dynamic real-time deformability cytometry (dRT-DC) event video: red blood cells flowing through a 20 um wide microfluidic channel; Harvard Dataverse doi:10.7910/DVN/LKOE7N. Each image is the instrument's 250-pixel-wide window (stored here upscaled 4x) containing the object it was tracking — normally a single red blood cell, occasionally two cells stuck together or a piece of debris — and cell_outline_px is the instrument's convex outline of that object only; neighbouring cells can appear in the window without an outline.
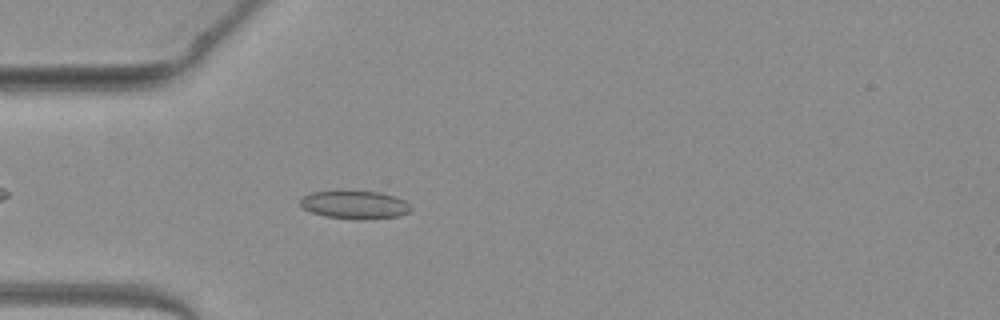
{"species": "common noctule bat (a hibernating species)", "species_latin": "Nyctalus noctula", "temperature_condition": "warm", "stored_images_in_passage": 41, "camera_frame_rate_fps": 3000, "um_per_image_px": 0.085, "animal": {"sex": "female", "body_mass_g": 19.3, "forearm_length_mm": 54.1}, "frame": {"image": 1, "passage_image": 5, "time_ms": 1.333, "image_size_px": [1000, 320], "cell_outline_px": [[412, 208], [408, 212], [396, 216], [364, 220], [360, 220], [324, 216], [312, 212], [304, 208], [300, 204], [300, 200], [304, 196], [312, 192], [344, 188], [380, 192], [396, 196], [404, 200]], "centroid_in_image_um": [30.13, 17.36], "position_along_channel_um": 54.9, "area_um2": 18.79}}
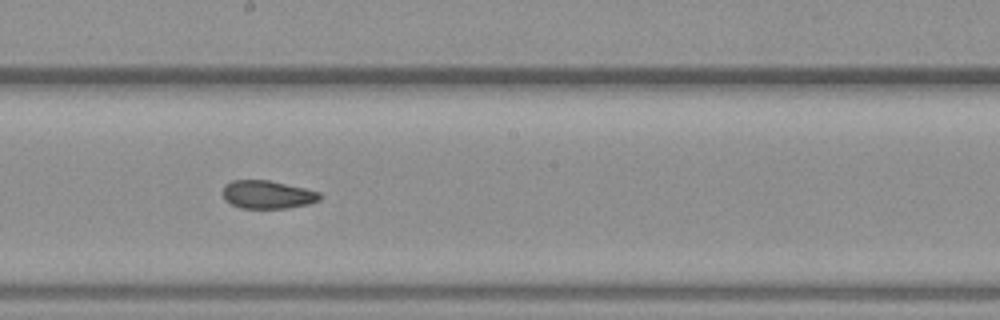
{"frame": {"image": 2, "passage_image": 18, "time_ms": 5.667, "image_size_px": [1000, 320], "cell_outline_px": [[320, 200], [308, 204], [288, 208], [240, 208], [224, 200], [224, 188], [232, 180], [268, 180], [304, 188], [320, 192]], "centroid_in_image_um": [22.75, 16.55], "position_along_channel_um": 225.4, "area_um2": 15.72}}
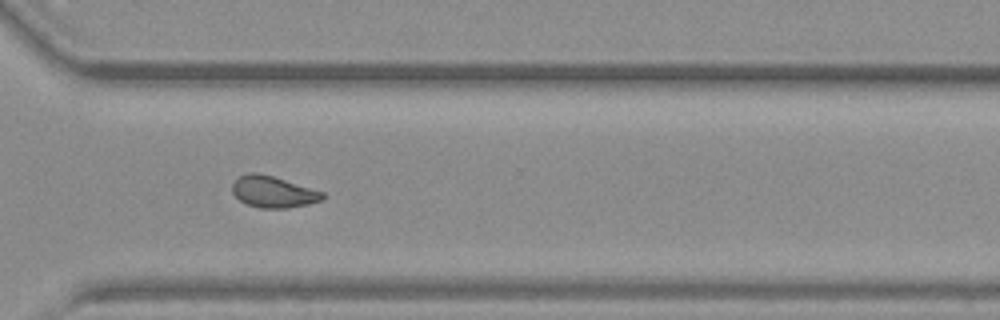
{"frame": {"image": 3, "passage_image": 27, "time_ms": 8.667, "image_size_px": [1000, 320], "cell_outline_px": [[324, 200], [308, 204], [288, 208], [260, 208], [248, 204], [240, 200], [232, 192], [232, 184], [240, 176], [248, 172], [256, 172], [272, 176], [324, 192]], "centroid_in_image_um": [23.23, 16.31], "position_along_channel_um": 347.4, "area_um2": 16.42}, "authors_computed_cell_mechanics": {"area_um2": 16.8198, "velocity_mm_per_s": 4.0688, "shape_relaxation_time_tau1_ms": null, "shape_relaxation_time_tau2_ms": 1.8684, "deformation_change_tau1": null, "deformation_change_tau2": 0.0814}}